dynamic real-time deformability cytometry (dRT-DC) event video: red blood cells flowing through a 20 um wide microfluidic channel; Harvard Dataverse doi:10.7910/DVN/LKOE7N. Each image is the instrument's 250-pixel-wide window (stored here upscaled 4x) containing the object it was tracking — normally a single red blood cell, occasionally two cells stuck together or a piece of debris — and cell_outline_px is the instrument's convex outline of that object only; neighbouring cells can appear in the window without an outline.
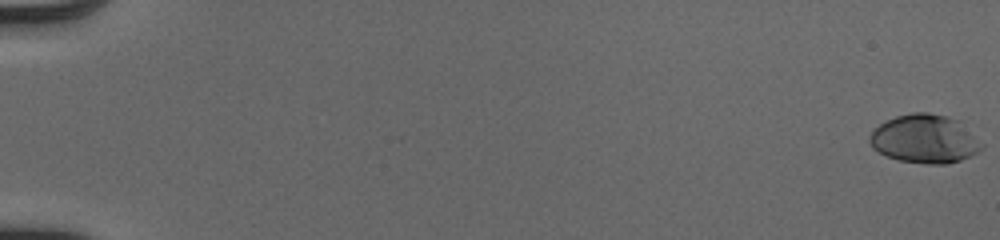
{"species": "human", "species_latin": "Homo sapiens", "temperature_condition": "cold", "stored_images_in_passage": 53, "camera_frame_rate_fps": 3000, "um_per_image_px": 0.085, "donor": {"sex": "male"}, "frame": {"image": 1, "passage_image": 1, "time_ms": 0.0, "image_size_px": [1000, 240], "cell_outline_px": [[984, 148], [960, 160], [948, 164], [928, 164], [900, 160], [888, 156], [872, 148], [868, 140], [868, 136], [880, 124], [896, 116], [912, 112], [928, 112], [948, 116], [960, 120], [984, 144]], "centroid_in_image_um": [78.63, 11.79], "position_along_channel_um": 6.4, "area_um2": 31.79}}
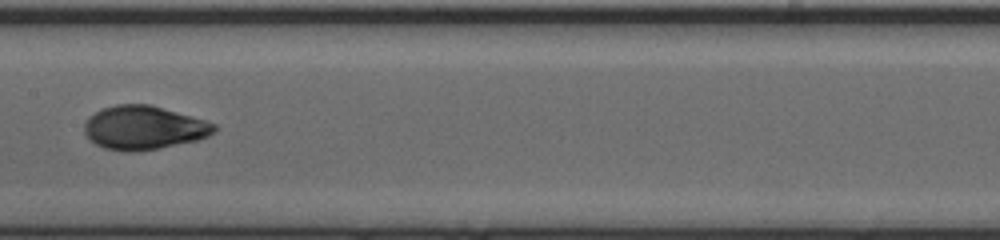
{"frame": {"image": 2, "passage_image": 30, "time_ms": 9.667, "image_size_px": [1000, 240], "cell_outline_px": [[216, 132], [208, 136], [196, 140], [160, 148], [136, 152], [124, 152], [104, 148], [88, 140], [84, 132], [84, 124], [88, 116], [100, 108], [116, 104], [148, 104], [204, 120], [216, 124]], "centroid_in_image_um": [12.16, 10.86], "position_along_channel_um": 195.2, "area_um2": 33.23}}
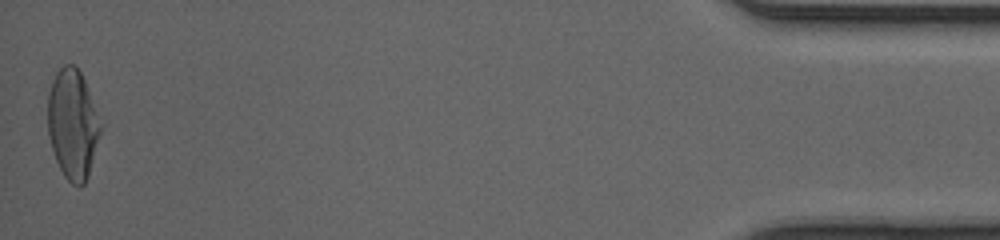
{"frame": {"image": 3, "passage_image": 53, "time_ms": 17.333, "image_size_px": [1000, 240], "cell_outline_px": [[100, 132], [88, 176], [84, 184], [80, 188], [72, 184], [64, 176], [56, 160], [52, 148], [48, 132], [48, 92], [52, 80], [56, 72], [64, 64], [72, 64], [80, 72], [84, 80], [100, 128]], "centroid_in_image_um": [6.13, 10.58], "position_along_channel_um": 429.1, "area_um2": 32.83}, "authors_computed_cell_mechanics": {"area_um2": 32.1946, "velocity_mm_per_s": 4.1181, "shape_relaxation_time_tau1_ms": 4.3785, "shape_relaxation_time_tau2_ms": 0.9727, "deformation_change_tau1": 0.2103, "deformation_change_tau2": 0.033}}